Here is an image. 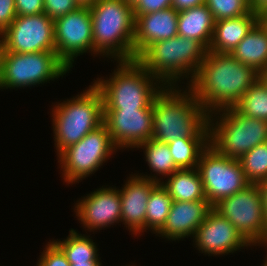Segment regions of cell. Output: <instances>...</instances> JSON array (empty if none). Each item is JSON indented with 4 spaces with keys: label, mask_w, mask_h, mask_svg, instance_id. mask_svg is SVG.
Here are the masks:
<instances>
[{
    "label": "cell",
    "mask_w": 267,
    "mask_h": 266,
    "mask_svg": "<svg viewBox=\"0 0 267 266\" xmlns=\"http://www.w3.org/2000/svg\"><path fill=\"white\" fill-rule=\"evenodd\" d=\"M257 80L259 73L253 67L237 61L229 53L207 50L204 61L186 87L210 115L233 108Z\"/></svg>",
    "instance_id": "1"
},
{
    "label": "cell",
    "mask_w": 267,
    "mask_h": 266,
    "mask_svg": "<svg viewBox=\"0 0 267 266\" xmlns=\"http://www.w3.org/2000/svg\"><path fill=\"white\" fill-rule=\"evenodd\" d=\"M152 114V139L158 142L209 138V114L188 87L165 86L154 99Z\"/></svg>",
    "instance_id": "2"
},
{
    "label": "cell",
    "mask_w": 267,
    "mask_h": 266,
    "mask_svg": "<svg viewBox=\"0 0 267 266\" xmlns=\"http://www.w3.org/2000/svg\"><path fill=\"white\" fill-rule=\"evenodd\" d=\"M89 8L94 54L115 61L134 60L133 6L125 0H97Z\"/></svg>",
    "instance_id": "3"
},
{
    "label": "cell",
    "mask_w": 267,
    "mask_h": 266,
    "mask_svg": "<svg viewBox=\"0 0 267 266\" xmlns=\"http://www.w3.org/2000/svg\"><path fill=\"white\" fill-rule=\"evenodd\" d=\"M117 64L109 78L94 79L93 85L102 96L103 110L153 108L154 99L165 85L137 60L117 61Z\"/></svg>",
    "instance_id": "4"
},
{
    "label": "cell",
    "mask_w": 267,
    "mask_h": 266,
    "mask_svg": "<svg viewBox=\"0 0 267 266\" xmlns=\"http://www.w3.org/2000/svg\"><path fill=\"white\" fill-rule=\"evenodd\" d=\"M207 50L195 39L176 35L151 44L136 60L165 86H178L184 77L190 78L188 85L204 61Z\"/></svg>",
    "instance_id": "5"
},
{
    "label": "cell",
    "mask_w": 267,
    "mask_h": 266,
    "mask_svg": "<svg viewBox=\"0 0 267 266\" xmlns=\"http://www.w3.org/2000/svg\"><path fill=\"white\" fill-rule=\"evenodd\" d=\"M52 109L57 156L103 124V100L93 84L83 93L58 102Z\"/></svg>",
    "instance_id": "6"
},
{
    "label": "cell",
    "mask_w": 267,
    "mask_h": 266,
    "mask_svg": "<svg viewBox=\"0 0 267 266\" xmlns=\"http://www.w3.org/2000/svg\"><path fill=\"white\" fill-rule=\"evenodd\" d=\"M208 126L209 145L232 159H239L255 146L267 142V121L243 115L234 107L211 113Z\"/></svg>",
    "instance_id": "7"
},
{
    "label": "cell",
    "mask_w": 267,
    "mask_h": 266,
    "mask_svg": "<svg viewBox=\"0 0 267 266\" xmlns=\"http://www.w3.org/2000/svg\"><path fill=\"white\" fill-rule=\"evenodd\" d=\"M117 149L107 127L102 124L58 155L63 180L69 185L94 174Z\"/></svg>",
    "instance_id": "8"
},
{
    "label": "cell",
    "mask_w": 267,
    "mask_h": 266,
    "mask_svg": "<svg viewBox=\"0 0 267 266\" xmlns=\"http://www.w3.org/2000/svg\"><path fill=\"white\" fill-rule=\"evenodd\" d=\"M56 52H5L1 89L27 88L47 83L69 73Z\"/></svg>",
    "instance_id": "9"
},
{
    "label": "cell",
    "mask_w": 267,
    "mask_h": 266,
    "mask_svg": "<svg viewBox=\"0 0 267 266\" xmlns=\"http://www.w3.org/2000/svg\"><path fill=\"white\" fill-rule=\"evenodd\" d=\"M212 208L228 219L251 246L267 247V227L257 184H249L243 190L220 200Z\"/></svg>",
    "instance_id": "10"
},
{
    "label": "cell",
    "mask_w": 267,
    "mask_h": 266,
    "mask_svg": "<svg viewBox=\"0 0 267 266\" xmlns=\"http://www.w3.org/2000/svg\"><path fill=\"white\" fill-rule=\"evenodd\" d=\"M197 169L205 197L212 207L250 184L245 178L239 159L223 156L211 145L202 152Z\"/></svg>",
    "instance_id": "11"
},
{
    "label": "cell",
    "mask_w": 267,
    "mask_h": 266,
    "mask_svg": "<svg viewBox=\"0 0 267 266\" xmlns=\"http://www.w3.org/2000/svg\"><path fill=\"white\" fill-rule=\"evenodd\" d=\"M0 38L5 52H56L54 20L45 13L16 16Z\"/></svg>",
    "instance_id": "12"
},
{
    "label": "cell",
    "mask_w": 267,
    "mask_h": 266,
    "mask_svg": "<svg viewBox=\"0 0 267 266\" xmlns=\"http://www.w3.org/2000/svg\"><path fill=\"white\" fill-rule=\"evenodd\" d=\"M92 28L89 7H79L54 20L56 53L70 70L77 56L86 52L94 54Z\"/></svg>",
    "instance_id": "13"
},
{
    "label": "cell",
    "mask_w": 267,
    "mask_h": 266,
    "mask_svg": "<svg viewBox=\"0 0 267 266\" xmlns=\"http://www.w3.org/2000/svg\"><path fill=\"white\" fill-rule=\"evenodd\" d=\"M103 124L119 150L136 148L152 139V108L103 110Z\"/></svg>",
    "instance_id": "14"
},
{
    "label": "cell",
    "mask_w": 267,
    "mask_h": 266,
    "mask_svg": "<svg viewBox=\"0 0 267 266\" xmlns=\"http://www.w3.org/2000/svg\"><path fill=\"white\" fill-rule=\"evenodd\" d=\"M194 242L195 248L208 256L226 255L244 247H251L229 220L213 208L196 230Z\"/></svg>",
    "instance_id": "15"
},
{
    "label": "cell",
    "mask_w": 267,
    "mask_h": 266,
    "mask_svg": "<svg viewBox=\"0 0 267 266\" xmlns=\"http://www.w3.org/2000/svg\"><path fill=\"white\" fill-rule=\"evenodd\" d=\"M75 204L74 212L77 219L89 232L121 223V198L116 186H102Z\"/></svg>",
    "instance_id": "16"
},
{
    "label": "cell",
    "mask_w": 267,
    "mask_h": 266,
    "mask_svg": "<svg viewBox=\"0 0 267 266\" xmlns=\"http://www.w3.org/2000/svg\"><path fill=\"white\" fill-rule=\"evenodd\" d=\"M159 183L136 174L119 189L121 198V222L133 235L146 232V209L151 191Z\"/></svg>",
    "instance_id": "17"
},
{
    "label": "cell",
    "mask_w": 267,
    "mask_h": 266,
    "mask_svg": "<svg viewBox=\"0 0 267 266\" xmlns=\"http://www.w3.org/2000/svg\"><path fill=\"white\" fill-rule=\"evenodd\" d=\"M178 13L170 7L135 18L134 60L151 44L178 35Z\"/></svg>",
    "instance_id": "18"
},
{
    "label": "cell",
    "mask_w": 267,
    "mask_h": 266,
    "mask_svg": "<svg viewBox=\"0 0 267 266\" xmlns=\"http://www.w3.org/2000/svg\"><path fill=\"white\" fill-rule=\"evenodd\" d=\"M212 206L207 200L174 201L159 237L176 241L194 237Z\"/></svg>",
    "instance_id": "19"
},
{
    "label": "cell",
    "mask_w": 267,
    "mask_h": 266,
    "mask_svg": "<svg viewBox=\"0 0 267 266\" xmlns=\"http://www.w3.org/2000/svg\"><path fill=\"white\" fill-rule=\"evenodd\" d=\"M257 22L258 14L252 11L237 18L215 21L214 32L208 50L230 54Z\"/></svg>",
    "instance_id": "20"
},
{
    "label": "cell",
    "mask_w": 267,
    "mask_h": 266,
    "mask_svg": "<svg viewBox=\"0 0 267 266\" xmlns=\"http://www.w3.org/2000/svg\"><path fill=\"white\" fill-rule=\"evenodd\" d=\"M178 35L210 46L215 19L206 4L184 9L178 13Z\"/></svg>",
    "instance_id": "21"
},
{
    "label": "cell",
    "mask_w": 267,
    "mask_h": 266,
    "mask_svg": "<svg viewBox=\"0 0 267 266\" xmlns=\"http://www.w3.org/2000/svg\"><path fill=\"white\" fill-rule=\"evenodd\" d=\"M230 54L258 73L267 71V30L257 22Z\"/></svg>",
    "instance_id": "22"
},
{
    "label": "cell",
    "mask_w": 267,
    "mask_h": 266,
    "mask_svg": "<svg viewBox=\"0 0 267 266\" xmlns=\"http://www.w3.org/2000/svg\"><path fill=\"white\" fill-rule=\"evenodd\" d=\"M167 178L166 182H161V185L168 191L174 201L207 200L197 167L178 169Z\"/></svg>",
    "instance_id": "23"
},
{
    "label": "cell",
    "mask_w": 267,
    "mask_h": 266,
    "mask_svg": "<svg viewBox=\"0 0 267 266\" xmlns=\"http://www.w3.org/2000/svg\"><path fill=\"white\" fill-rule=\"evenodd\" d=\"M136 148H142V150H144V157L146 158L149 169L154 172L153 176L145 174L139 175V173L137 174L138 176L161 183L163 178H159L157 176L162 175L164 177H169L178 170L167 143L150 139L139 144ZM155 174H157V176Z\"/></svg>",
    "instance_id": "24"
},
{
    "label": "cell",
    "mask_w": 267,
    "mask_h": 266,
    "mask_svg": "<svg viewBox=\"0 0 267 266\" xmlns=\"http://www.w3.org/2000/svg\"><path fill=\"white\" fill-rule=\"evenodd\" d=\"M69 235L64 240H53L65 253L70 264L77 263H101L96 246L90 235L79 234L71 228ZM85 235V236H84ZM90 237V238H89Z\"/></svg>",
    "instance_id": "25"
},
{
    "label": "cell",
    "mask_w": 267,
    "mask_h": 266,
    "mask_svg": "<svg viewBox=\"0 0 267 266\" xmlns=\"http://www.w3.org/2000/svg\"><path fill=\"white\" fill-rule=\"evenodd\" d=\"M167 144L176 167L192 169L198 166L202 152L209 146V138H180Z\"/></svg>",
    "instance_id": "26"
},
{
    "label": "cell",
    "mask_w": 267,
    "mask_h": 266,
    "mask_svg": "<svg viewBox=\"0 0 267 266\" xmlns=\"http://www.w3.org/2000/svg\"><path fill=\"white\" fill-rule=\"evenodd\" d=\"M173 198L159 183L150 193L146 209V230L157 234L165 225Z\"/></svg>",
    "instance_id": "27"
},
{
    "label": "cell",
    "mask_w": 267,
    "mask_h": 266,
    "mask_svg": "<svg viewBox=\"0 0 267 266\" xmlns=\"http://www.w3.org/2000/svg\"><path fill=\"white\" fill-rule=\"evenodd\" d=\"M234 108L243 115L267 121V89L257 80Z\"/></svg>",
    "instance_id": "28"
},
{
    "label": "cell",
    "mask_w": 267,
    "mask_h": 266,
    "mask_svg": "<svg viewBox=\"0 0 267 266\" xmlns=\"http://www.w3.org/2000/svg\"><path fill=\"white\" fill-rule=\"evenodd\" d=\"M239 161L246 180L258 184L267 178V142L259 144L244 154Z\"/></svg>",
    "instance_id": "29"
},
{
    "label": "cell",
    "mask_w": 267,
    "mask_h": 266,
    "mask_svg": "<svg viewBox=\"0 0 267 266\" xmlns=\"http://www.w3.org/2000/svg\"><path fill=\"white\" fill-rule=\"evenodd\" d=\"M205 4L213 14L215 21L237 18L251 11L249 0H205Z\"/></svg>",
    "instance_id": "30"
},
{
    "label": "cell",
    "mask_w": 267,
    "mask_h": 266,
    "mask_svg": "<svg viewBox=\"0 0 267 266\" xmlns=\"http://www.w3.org/2000/svg\"><path fill=\"white\" fill-rule=\"evenodd\" d=\"M38 263L41 266H71L65 253L53 240L45 246Z\"/></svg>",
    "instance_id": "31"
},
{
    "label": "cell",
    "mask_w": 267,
    "mask_h": 266,
    "mask_svg": "<svg viewBox=\"0 0 267 266\" xmlns=\"http://www.w3.org/2000/svg\"><path fill=\"white\" fill-rule=\"evenodd\" d=\"M79 7L75 0H44V13L53 20L73 12Z\"/></svg>",
    "instance_id": "32"
},
{
    "label": "cell",
    "mask_w": 267,
    "mask_h": 266,
    "mask_svg": "<svg viewBox=\"0 0 267 266\" xmlns=\"http://www.w3.org/2000/svg\"><path fill=\"white\" fill-rule=\"evenodd\" d=\"M172 7V0H139L133 5L134 17Z\"/></svg>",
    "instance_id": "33"
},
{
    "label": "cell",
    "mask_w": 267,
    "mask_h": 266,
    "mask_svg": "<svg viewBox=\"0 0 267 266\" xmlns=\"http://www.w3.org/2000/svg\"><path fill=\"white\" fill-rule=\"evenodd\" d=\"M15 0H0V35L16 18Z\"/></svg>",
    "instance_id": "34"
},
{
    "label": "cell",
    "mask_w": 267,
    "mask_h": 266,
    "mask_svg": "<svg viewBox=\"0 0 267 266\" xmlns=\"http://www.w3.org/2000/svg\"><path fill=\"white\" fill-rule=\"evenodd\" d=\"M15 5L17 16L44 13V0H15Z\"/></svg>",
    "instance_id": "35"
},
{
    "label": "cell",
    "mask_w": 267,
    "mask_h": 266,
    "mask_svg": "<svg viewBox=\"0 0 267 266\" xmlns=\"http://www.w3.org/2000/svg\"><path fill=\"white\" fill-rule=\"evenodd\" d=\"M205 4V0H172V7L176 11L189 9Z\"/></svg>",
    "instance_id": "36"
},
{
    "label": "cell",
    "mask_w": 267,
    "mask_h": 266,
    "mask_svg": "<svg viewBox=\"0 0 267 266\" xmlns=\"http://www.w3.org/2000/svg\"><path fill=\"white\" fill-rule=\"evenodd\" d=\"M257 185L261 193L263 209H264V221L267 227V178L261 180Z\"/></svg>",
    "instance_id": "37"
},
{
    "label": "cell",
    "mask_w": 267,
    "mask_h": 266,
    "mask_svg": "<svg viewBox=\"0 0 267 266\" xmlns=\"http://www.w3.org/2000/svg\"><path fill=\"white\" fill-rule=\"evenodd\" d=\"M250 10L256 14L267 8V0H249Z\"/></svg>",
    "instance_id": "38"
},
{
    "label": "cell",
    "mask_w": 267,
    "mask_h": 266,
    "mask_svg": "<svg viewBox=\"0 0 267 266\" xmlns=\"http://www.w3.org/2000/svg\"><path fill=\"white\" fill-rule=\"evenodd\" d=\"M5 47L2 42V39L0 38V89H1V79H2V70H3V58L5 54Z\"/></svg>",
    "instance_id": "39"
},
{
    "label": "cell",
    "mask_w": 267,
    "mask_h": 266,
    "mask_svg": "<svg viewBox=\"0 0 267 266\" xmlns=\"http://www.w3.org/2000/svg\"><path fill=\"white\" fill-rule=\"evenodd\" d=\"M258 22L267 30V8L258 14Z\"/></svg>",
    "instance_id": "40"
},
{
    "label": "cell",
    "mask_w": 267,
    "mask_h": 266,
    "mask_svg": "<svg viewBox=\"0 0 267 266\" xmlns=\"http://www.w3.org/2000/svg\"><path fill=\"white\" fill-rule=\"evenodd\" d=\"M80 7H90L92 6L97 0H75Z\"/></svg>",
    "instance_id": "41"
},
{
    "label": "cell",
    "mask_w": 267,
    "mask_h": 266,
    "mask_svg": "<svg viewBox=\"0 0 267 266\" xmlns=\"http://www.w3.org/2000/svg\"><path fill=\"white\" fill-rule=\"evenodd\" d=\"M259 80L264 84L267 89V71L259 73Z\"/></svg>",
    "instance_id": "42"
},
{
    "label": "cell",
    "mask_w": 267,
    "mask_h": 266,
    "mask_svg": "<svg viewBox=\"0 0 267 266\" xmlns=\"http://www.w3.org/2000/svg\"><path fill=\"white\" fill-rule=\"evenodd\" d=\"M71 266H102L101 263H77L71 264Z\"/></svg>",
    "instance_id": "43"
},
{
    "label": "cell",
    "mask_w": 267,
    "mask_h": 266,
    "mask_svg": "<svg viewBox=\"0 0 267 266\" xmlns=\"http://www.w3.org/2000/svg\"><path fill=\"white\" fill-rule=\"evenodd\" d=\"M128 4L130 5H134L135 3H137L139 0H125Z\"/></svg>",
    "instance_id": "44"
},
{
    "label": "cell",
    "mask_w": 267,
    "mask_h": 266,
    "mask_svg": "<svg viewBox=\"0 0 267 266\" xmlns=\"http://www.w3.org/2000/svg\"><path fill=\"white\" fill-rule=\"evenodd\" d=\"M266 260H264V263L262 264L263 266H267V255H266Z\"/></svg>",
    "instance_id": "45"
}]
</instances>
